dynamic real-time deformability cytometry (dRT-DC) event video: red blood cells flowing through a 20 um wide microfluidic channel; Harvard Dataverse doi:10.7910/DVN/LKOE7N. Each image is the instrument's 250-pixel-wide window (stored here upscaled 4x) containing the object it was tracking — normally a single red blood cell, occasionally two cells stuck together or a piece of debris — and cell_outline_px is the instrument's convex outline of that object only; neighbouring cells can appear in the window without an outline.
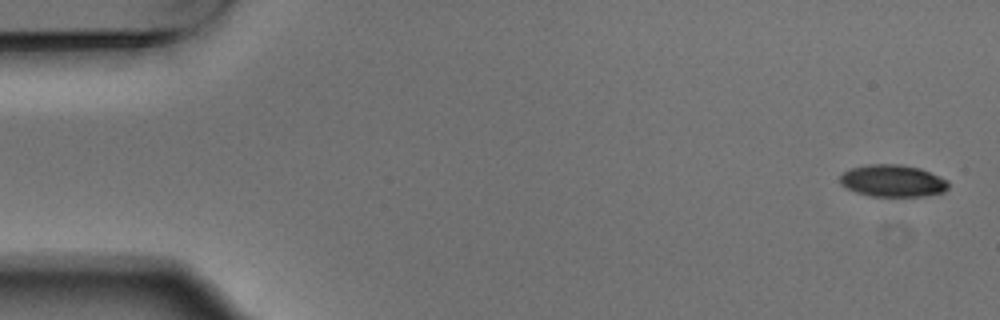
{"species": "Egyptian fruit bat (a non-hibernating species)", "species_latin": "Rousettus aegyptiacus", "temperature_condition": "warm", "stored_images_in_passage": 8, "camera_frame_rate_fps": 3000, "um_per_image_px": 0.085, "animal": {"sex": "male"}, "frame": {"image": 1, "passage_image": 1, "time_ms": 0.0, "image_size_px": [1000, 320], "cell_outline_px": [[948, 188], [944, 192], [924, 196], [872, 196], [856, 192], [840, 184], [840, 176], [844, 172], [852, 168], [868, 164], [900, 164], [920, 168], [940, 176], [948, 180]], "centroid_in_image_um": [75.9, 15.36], "position_along_channel_um": 9.1, "area_um2": 20.23}}
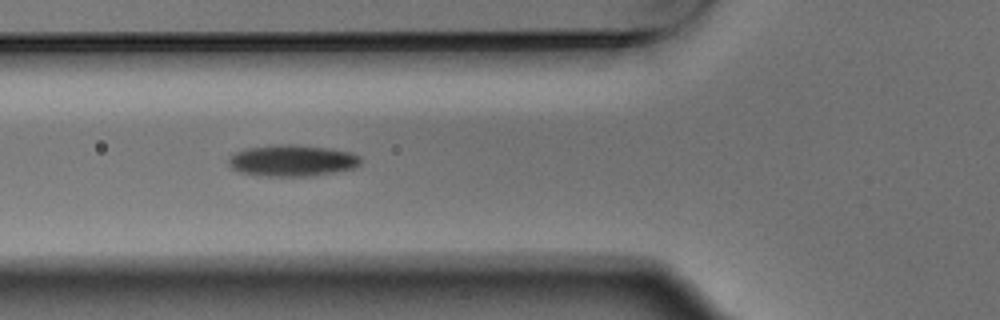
{"frame": {"image": 2, "passage_image": 6, "time_ms": 1.667, "image_size_px": [1000, 320], "cell_outline_px": [[360, 164], [352, 168], [312, 176], [268, 176], [240, 172], [232, 168], [228, 164], [228, 160], [236, 152], [248, 148], [276, 144], [296, 144], [328, 148], [352, 152], [360, 156]], "centroid_in_image_um": [24.84, 13.64], "position_along_channel_um": 101.0, "area_um2": 24.04}}
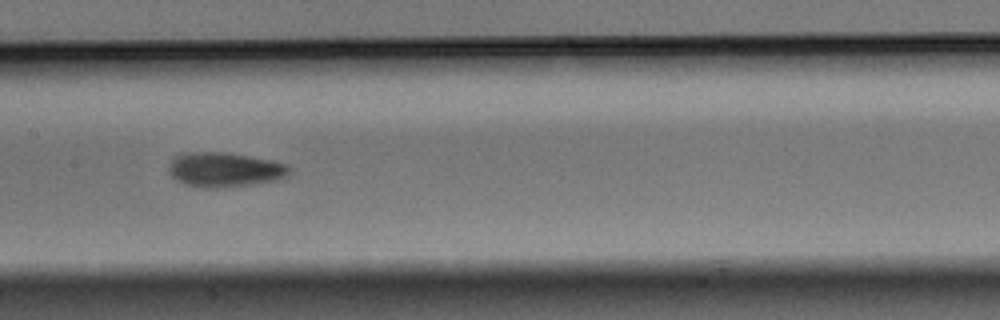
{"frame": {"image": 3, "passage_image": 8, "time_ms": 2.333, "image_size_px": [1000, 320], "cell_outline_px": [[288, 176], [280, 180], [224, 188], [204, 188], [184, 184], [176, 180], [168, 172], [168, 168], [172, 160], [176, 156], [184, 152], [224, 152], [272, 160], [288, 164]], "centroid_in_image_um": [19.09, 14.43], "position_along_channel_um": 188.3, "area_um2": 24.51}}